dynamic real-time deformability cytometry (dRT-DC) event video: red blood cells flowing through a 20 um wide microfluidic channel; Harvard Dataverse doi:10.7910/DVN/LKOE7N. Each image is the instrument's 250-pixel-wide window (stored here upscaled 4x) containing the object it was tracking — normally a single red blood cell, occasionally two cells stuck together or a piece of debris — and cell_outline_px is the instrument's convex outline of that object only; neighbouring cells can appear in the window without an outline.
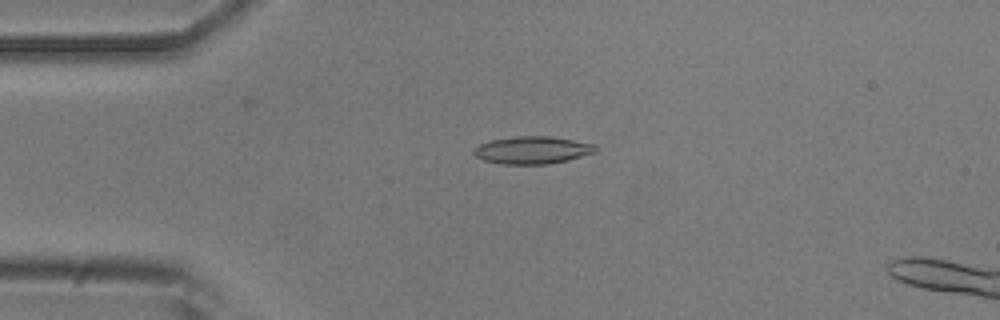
{"species": "common noctule bat (a hibernating species)", "species_latin": "Nyctalus noctula", "temperature_condition": "room temperature", "stored_images_in_passage": 53, "camera_frame_rate_fps": 3000, "um_per_image_px": 0.085, "animal": {"sex": "male", "body_mass_g": 20.5, "forearm_length_mm": 52.5}, "frame": {"image": 1, "passage_image": 12, "time_ms": 3.667, "image_size_px": [1000, 320], "cell_outline_px": [[596, 152], [568, 160], [548, 164], [500, 164], [484, 160], [476, 156], [472, 152], [480, 144], [492, 140], [516, 136], [548, 136], [596, 144]], "centroid_in_image_um": [45.26, 12.76], "position_along_channel_um": 39.7, "area_um2": 19.36}}
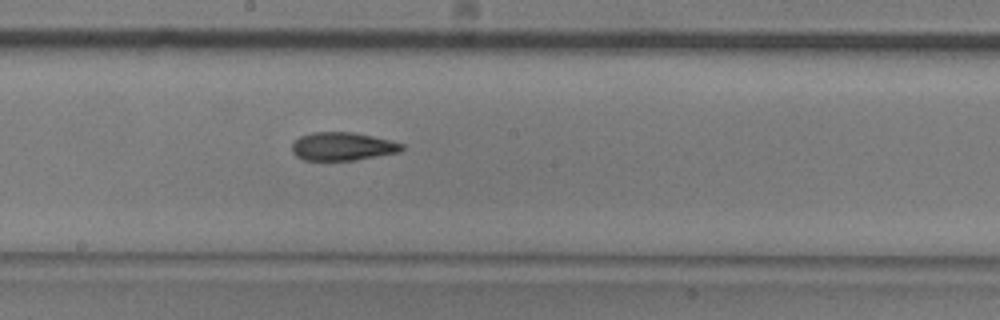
{"frame": {"image": 2, "passage_image": 28, "time_ms": 9.0, "image_size_px": [1000, 320], "cell_outline_px": [[404, 148], [400, 152], [356, 160], [304, 160], [296, 156], [292, 152], [292, 144], [300, 136], [312, 132], [352, 132], [372, 136], [404, 144]], "centroid_in_image_um": [29.11, 12.45], "position_along_channel_um": 219.1, "area_um2": 18.03}}
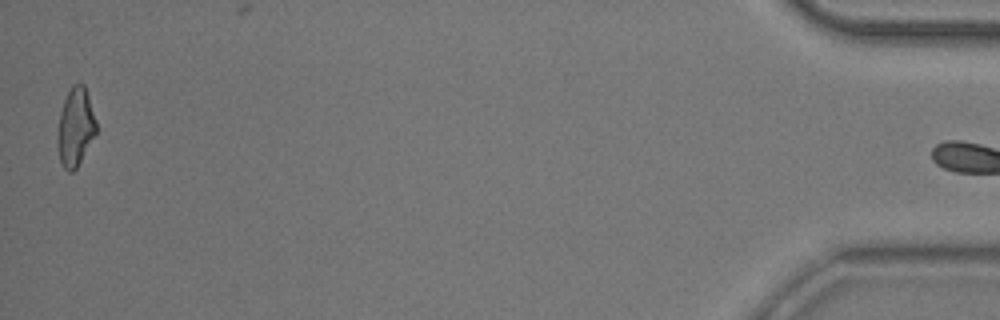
{"frame": {"image": 3, "passage_image": 52, "time_ms": 17.0, "image_size_px": [1000, 320], "cell_outline_px": [[96, 132], [76, 168], [72, 172], [68, 172], [64, 168], [60, 160], [56, 148], [56, 136], [60, 112], [64, 100], [72, 84], [84, 84], [96, 120]], "centroid_in_image_um": [6.38, 10.81], "position_along_channel_um": 428.8, "area_um2": 17.57}, "authors_computed_cell_mechanics": {"area_um2": 18.3226, "velocity_mm_per_s": 3.812, "shape_relaxation_time_tau1_ms": 6.3683, "shape_relaxation_time_tau2_ms": 3.9283, "deformation_change_tau1": 0.1791, "deformation_change_tau2": 0.1198}}